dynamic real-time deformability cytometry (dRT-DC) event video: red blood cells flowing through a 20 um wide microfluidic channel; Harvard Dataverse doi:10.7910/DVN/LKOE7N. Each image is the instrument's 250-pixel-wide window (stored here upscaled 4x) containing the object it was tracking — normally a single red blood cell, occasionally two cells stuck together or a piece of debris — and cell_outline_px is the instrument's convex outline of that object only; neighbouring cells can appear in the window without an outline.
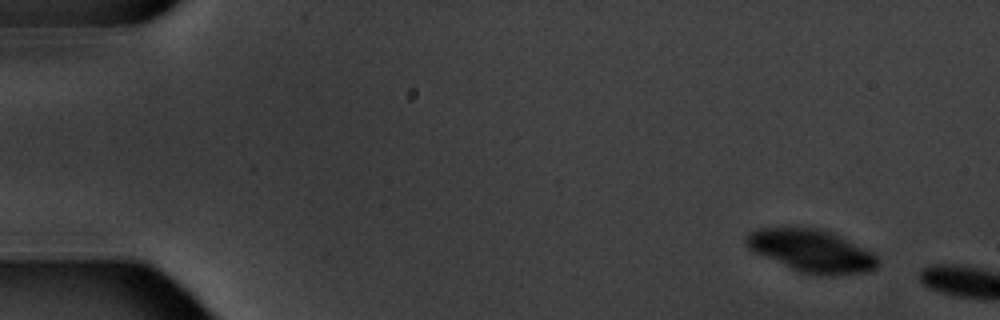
{"species": "common noctule bat (a hibernating species)", "species_latin": "Nyctalus noctula", "temperature_condition": "warm", "stored_images_in_passage": 2, "camera_frame_rate_fps": 3000, "um_per_image_px": 0.085, "animal": {"sex": "male", "body_mass_g": 20.1, "forearm_length_mm": 53.5}, "frame": {"image": 1, "passage_image": 1, "time_ms": 0.0, "image_size_px": [1000, 320], "cell_outline_px": [[876, 268], [868, 272], [832, 276], [820, 276], [800, 272], [752, 252], [744, 244], [744, 240], [748, 232], [756, 228], [820, 228], [832, 232], [872, 252], [876, 256]], "centroid_in_image_um": [68.93, 21.33], "position_along_channel_um": 16.1, "area_um2": 32.83}}